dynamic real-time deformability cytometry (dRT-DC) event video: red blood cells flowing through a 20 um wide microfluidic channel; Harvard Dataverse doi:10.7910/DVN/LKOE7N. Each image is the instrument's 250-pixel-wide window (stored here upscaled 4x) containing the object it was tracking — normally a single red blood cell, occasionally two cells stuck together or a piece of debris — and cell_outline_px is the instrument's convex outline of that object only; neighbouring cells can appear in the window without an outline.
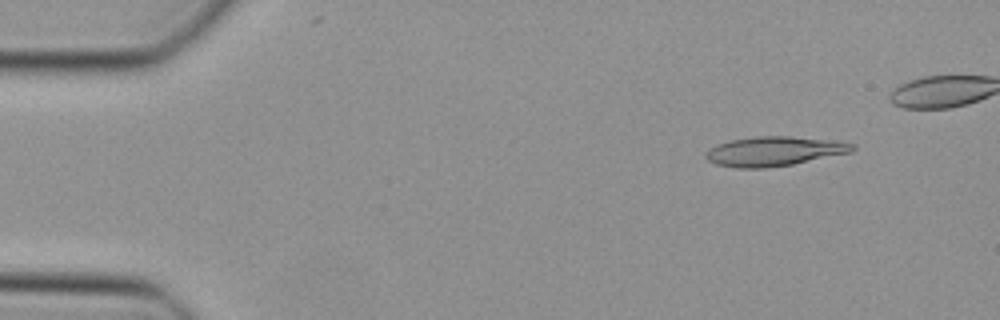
{"species": "Egyptian fruit bat (a non-hibernating species)", "species_latin": "Rousettus aegyptiacus", "temperature_condition": "cold", "stored_images_in_passage": 42, "camera_frame_rate_fps": 3000, "um_per_image_px": 0.085, "animal": {"sex": "female"}, "frame": {"image": 1, "passage_image": 5, "time_ms": 1.333, "image_size_px": [1000, 320], "cell_outline_px": [[856, 148], [852, 152], [792, 164], [764, 168], [736, 168], [716, 164], [708, 160], [704, 156], [716, 144], [732, 140], [756, 136], [788, 136], [836, 140], [856, 144]], "centroid_in_image_um": [65.85, 12.85], "position_along_channel_um": 19.1, "area_um2": 25.14}}
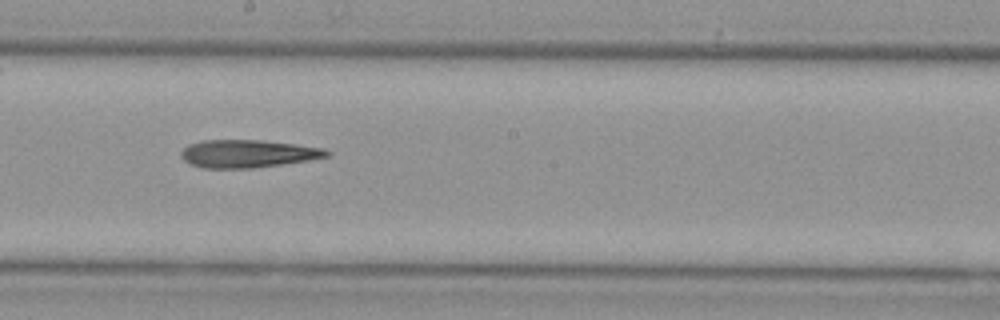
{"frame": {"image": 2, "passage_image": 26, "time_ms": 8.333, "image_size_px": [1000, 320], "cell_outline_px": [[332, 156], [308, 160], [252, 168], [204, 168], [192, 164], [184, 160], [180, 156], [180, 152], [188, 144], [204, 140], [260, 140], [296, 144], [324, 148], [332, 152]], "centroid_in_image_um": [21.09, 13.05], "position_along_channel_um": 227.1, "area_um2": 23.58}}
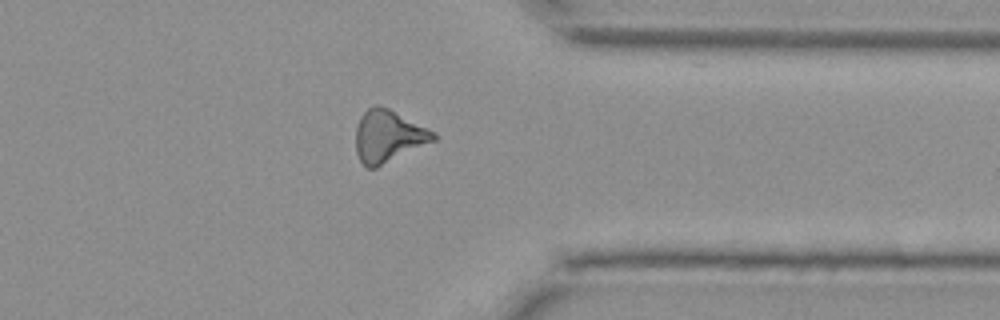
{"frame": {"image": 3, "passage_image": 37, "time_ms": 12.0, "image_size_px": [1000, 320], "cell_outline_px": [[436, 140], [376, 168], [368, 168], [360, 160], [356, 152], [356, 128], [360, 116], [368, 108], [376, 104], [388, 108], [436, 132]], "centroid_in_image_um": [33.0, 11.58], "position_along_channel_um": 378.4, "area_um2": 23.52}}